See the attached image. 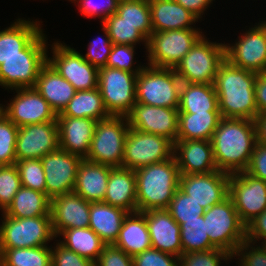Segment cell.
<instances>
[{
    "instance_id": "cell-18",
    "label": "cell",
    "mask_w": 266,
    "mask_h": 266,
    "mask_svg": "<svg viewBox=\"0 0 266 266\" xmlns=\"http://www.w3.org/2000/svg\"><path fill=\"white\" fill-rule=\"evenodd\" d=\"M60 148L57 121L19 127L16 139V160L41 159Z\"/></svg>"
},
{
    "instance_id": "cell-2",
    "label": "cell",
    "mask_w": 266,
    "mask_h": 266,
    "mask_svg": "<svg viewBox=\"0 0 266 266\" xmlns=\"http://www.w3.org/2000/svg\"><path fill=\"white\" fill-rule=\"evenodd\" d=\"M257 73L235 67L226 59L216 74L214 86L222 118L251 119L258 115L254 85Z\"/></svg>"
},
{
    "instance_id": "cell-5",
    "label": "cell",
    "mask_w": 266,
    "mask_h": 266,
    "mask_svg": "<svg viewBox=\"0 0 266 266\" xmlns=\"http://www.w3.org/2000/svg\"><path fill=\"white\" fill-rule=\"evenodd\" d=\"M225 60V41L214 42L203 35L174 68L185 83L214 84L220 65Z\"/></svg>"
},
{
    "instance_id": "cell-22",
    "label": "cell",
    "mask_w": 266,
    "mask_h": 266,
    "mask_svg": "<svg viewBox=\"0 0 266 266\" xmlns=\"http://www.w3.org/2000/svg\"><path fill=\"white\" fill-rule=\"evenodd\" d=\"M143 213L152 248L180 257L182 255L180 225L171 217L169 211L151 209Z\"/></svg>"
},
{
    "instance_id": "cell-8",
    "label": "cell",
    "mask_w": 266,
    "mask_h": 266,
    "mask_svg": "<svg viewBox=\"0 0 266 266\" xmlns=\"http://www.w3.org/2000/svg\"><path fill=\"white\" fill-rule=\"evenodd\" d=\"M203 35L200 28L152 32L144 51L146 64L156 68H175Z\"/></svg>"
},
{
    "instance_id": "cell-53",
    "label": "cell",
    "mask_w": 266,
    "mask_h": 266,
    "mask_svg": "<svg viewBox=\"0 0 266 266\" xmlns=\"http://www.w3.org/2000/svg\"><path fill=\"white\" fill-rule=\"evenodd\" d=\"M247 173L254 177L262 179L266 182V146L259 143L255 144L251 159L247 169Z\"/></svg>"
},
{
    "instance_id": "cell-36",
    "label": "cell",
    "mask_w": 266,
    "mask_h": 266,
    "mask_svg": "<svg viewBox=\"0 0 266 266\" xmlns=\"http://www.w3.org/2000/svg\"><path fill=\"white\" fill-rule=\"evenodd\" d=\"M4 213L14 218L50 216V199L45 193L22 186Z\"/></svg>"
},
{
    "instance_id": "cell-17",
    "label": "cell",
    "mask_w": 266,
    "mask_h": 266,
    "mask_svg": "<svg viewBox=\"0 0 266 266\" xmlns=\"http://www.w3.org/2000/svg\"><path fill=\"white\" fill-rule=\"evenodd\" d=\"M239 35L235 42L225 43V59L235 67L266 72V40L262 30L252 24Z\"/></svg>"
},
{
    "instance_id": "cell-11",
    "label": "cell",
    "mask_w": 266,
    "mask_h": 266,
    "mask_svg": "<svg viewBox=\"0 0 266 266\" xmlns=\"http://www.w3.org/2000/svg\"><path fill=\"white\" fill-rule=\"evenodd\" d=\"M139 73L102 67L98 71V89L110 116H127L136 104V79Z\"/></svg>"
},
{
    "instance_id": "cell-47",
    "label": "cell",
    "mask_w": 266,
    "mask_h": 266,
    "mask_svg": "<svg viewBox=\"0 0 266 266\" xmlns=\"http://www.w3.org/2000/svg\"><path fill=\"white\" fill-rule=\"evenodd\" d=\"M103 31L102 36L93 38L89 41L86 54L81 53L83 58L96 68L105 67L111 52L113 43L108 35L107 29L101 24L100 27ZM105 37V38H104Z\"/></svg>"
},
{
    "instance_id": "cell-52",
    "label": "cell",
    "mask_w": 266,
    "mask_h": 266,
    "mask_svg": "<svg viewBox=\"0 0 266 266\" xmlns=\"http://www.w3.org/2000/svg\"><path fill=\"white\" fill-rule=\"evenodd\" d=\"M95 266H134L131 256L113 244L105 245Z\"/></svg>"
},
{
    "instance_id": "cell-30",
    "label": "cell",
    "mask_w": 266,
    "mask_h": 266,
    "mask_svg": "<svg viewBox=\"0 0 266 266\" xmlns=\"http://www.w3.org/2000/svg\"><path fill=\"white\" fill-rule=\"evenodd\" d=\"M129 212L104 202H90L89 227L106 244H114Z\"/></svg>"
},
{
    "instance_id": "cell-19",
    "label": "cell",
    "mask_w": 266,
    "mask_h": 266,
    "mask_svg": "<svg viewBox=\"0 0 266 266\" xmlns=\"http://www.w3.org/2000/svg\"><path fill=\"white\" fill-rule=\"evenodd\" d=\"M230 174L215 171L206 174H180L179 188L205 210L228 197Z\"/></svg>"
},
{
    "instance_id": "cell-20",
    "label": "cell",
    "mask_w": 266,
    "mask_h": 266,
    "mask_svg": "<svg viewBox=\"0 0 266 266\" xmlns=\"http://www.w3.org/2000/svg\"><path fill=\"white\" fill-rule=\"evenodd\" d=\"M178 108L158 107L137 103L126 116L129 127L168 138L173 143L178 136Z\"/></svg>"
},
{
    "instance_id": "cell-4",
    "label": "cell",
    "mask_w": 266,
    "mask_h": 266,
    "mask_svg": "<svg viewBox=\"0 0 266 266\" xmlns=\"http://www.w3.org/2000/svg\"><path fill=\"white\" fill-rule=\"evenodd\" d=\"M42 30L22 51L0 65V86L5 90L35 87L41 68L47 63L48 38Z\"/></svg>"
},
{
    "instance_id": "cell-29",
    "label": "cell",
    "mask_w": 266,
    "mask_h": 266,
    "mask_svg": "<svg viewBox=\"0 0 266 266\" xmlns=\"http://www.w3.org/2000/svg\"><path fill=\"white\" fill-rule=\"evenodd\" d=\"M56 114H60L76 90L48 62L41 68L34 87Z\"/></svg>"
},
{
    "instance_id": "cell-10",
    "label": "cell",
    "mask_w": 266,
    "mask_h": 266,
    "mask_svg": "<svg viewBox=\"0 0 266 266\" xmlns=\"http://www.w3.org/2000/svg\"><path fill=\"white\" fill-rule=\"evenodd\" d=\"M203 217L210 242L216 248L233 255L238 246L246 240V225L241 221L229 196L205 210Z\"/></svg>"
},
{
    "instance_id": "cell-15",
    "label": "cell",
    "mask_w": 266,
    "mask_h": 266,
    "mask_svg": "<svg viewBox=\"0 0 266 266\" xmlns=\"http://www.w3.org/2000/svg\"><path fill=\"white\" fill-rule=\"evenodd\" d=\"M9 91L14 97L3 104V112L17 127L56 121L57 114L34 87Z\"/></svg>"
},
{
    "instance_id": "cell-39",
    "label": "cell",
    "mask_w": 266,
    "mask_h": 266,
    "mask_svg": "<svg viewBox=\"0 0 266 266\" xmlns=\"http://www.w3.org/2000/svg\"><path fill=\"white\" fill-rule=\"evenodd\" d=\"M148 40L153 32L149 0H120L116 12Z\"/></svg>"
},
{
    "instance_id": "cell-38",
    "label": "cell",
    "mask_w": 266,
    "mask_h": 266,
    "mask_svg": "<svg viewBox=\"0 0 266 266\" xmlns=\"http://www.w3.org/2000/svg\"><path fill=\"white\" fill-rule=\"evenodd\" d=\"M179 225L182 254L216 248L210 242V238L206 232V221H204L203 215L197 219L181 220Z\"/></svg>"
},
{
    "instance_id": "cell-31",
    "label": "cell",
    "mask_w": 266,
    "mask_h": 266,
    "mask_svg": "<svg viewBox=\"0 0 266 266\" xmlns=\"http://www.w3.org/2000/svg\"><path fill=\"white\" fill-rule=\"evenodd\" d=\"M113 245L122 249L131 257L152 248L143 212L137 211L127 214L119 231L118 238Z\"/></svg>"
},
{
    "instance_id": "cell-21",
    "label": "cell",
    "mask_w": 266,
    "mask_h": 266,
    "mask_svg": "<svg viewBox=\"0 0 266 266\" xmlns=\"http://www.w3.org/2000/svg\"><path fill=\"white\" fill-rule=\"evenodd\" d=\"M90 202L75 192L50 200V216L55 236L61 231L89 227Z\"/></svg>"
},
{
    "instance_id": "cell-57",
    "label": "cell",
    "mask_w": 266,
    "mask_h": 266,
    "mask_svg": "<svg viewBox=\"0 0 266 266\" xmlns=\"http://www.w3.org/2000/svg\"><path fill=\"white\" fill-rule=\"evenodd\" d=\"M253 121L256 129V143L266 146V113L258 114Z\"/></svg>"
},
{
    "instance_id": "cell-34",
    "label": "cell",
    "mask_w": 266,
    "mask_h": 266,
    "mask_svg": "<svg viewBox=\"0 0 266 266\" xmlns=\"http://www.w3.org/2000/svg\"><path fill=\"white\" fill-rule=\"evenodd\" d=\"M56 240L67 249L93 262L98 260L106 245L90 227L63 230L56 236Z\"/></svg>"
},
{
    "instance_id": "cell-1",
    "label": "cell",
    "mask_w": 266,
    "mask_h": 266,
    "mask_svg": "<svg viewBox=\"0 0 266 266\" xmlns=\"http://www.w3.org/2000/svg\"><path fill=\"white\" fill-rule=\"evenodd\" d=\"M210 141L219 171L228 174L245 171L256 144L254 121L221 118Z\"/></svg>"
},
{
    "instance_id": "cell-41",
    "label": "cell",
    "mask_w": 266,
    "mask_h": 266,
    "mask_svg": "<svg viewBox=\"0 0 266 266\" xmlns=\"http://www.w3.org/2000/svg\"><path fill=\"white\" fill-rule=\"evenodd\" d=\"M167 210L178 224L181 220L197 219L205 213V209L180 188L175 192Z\"/></svg>"
},
{
    "instance_id": "cell-55",
    "label": "cell",
    "mask_w": 266,
    "mask_h": 266,
    "mask_svg": "<svg viewBox=\"0 0 266 266\" xmlns=\"http://www.w3.org/2000/svg\"><path fill=\"white\" fill-rule=\"evenodd\" d=\"M177 3L181 4L185 9L190 11L199 21L204 17L205 11H207L213 1L215 0H175ZM204 15V16H203Z\"/></svg>"
},
{
    "instance_id": "cell-14",
    "label": "cell",
    "mask_w": 266,
    "mask_h": 266,
    "mask_svg": "<svg viewBox=\"0 0 266 266\" xmlns=\"http://www.w3.org/2000/svg\"><path fill=\"white\" fill-rule=\"evenodd\" d=\"M228 196L241 221L247 226L266 209V182L246 171L232 173Z\"/></svg>"
},
{
    "instance_id": "cell-23",
    "label": "cell",
    "mask_w": 266,
    "mask_h": 266,
    "mask_svg": "<svg viewBox=\"0 0 266 266\" xmlns=\"http://www.w3.org/2000/svg\"><path fill=\"white\" fill-rule=\"evenodd\" d=\"M173 156L180 174H206L218 170L208 140H177Z\"/></svg>"
},
{
    "instance_id": "cell-24",
    "label": "cell",
    "mask_w": 266,
    "mask_h": 266,
    "mask_svg": "<svg viewBox=\"0 0 266 266\" xmlns=\"http://www.w3.org/2000/svg\"><path fill=\"white\" fill-rule=\"evenodd\" d=\"M60 149L83 159L88 155L96 120L71 116H57Z\"/></svg>"
},
{
    "instance_id": "cell-50",
    "label": "cell",
    "mask_w": 266,
    "mask_h": 266,
    "mask_svg": "<svg viewBox=\"0 0 266 266\" xmlns=\"http://www.w3.org/2000/svg\"><path fill=\"white\" fill-rule=\"evenodd\" d=\"M56 242V243H55ZM51 245V265L52 266H95V262L67 249L55 240Z\"/></svg>"
},
{
    "instance_id": "cell-44",
    "label": "cell",
    "mask_w": 266,
    "mask_h": 266,
    "mask_svg": "<svg viewBox=\"0 0 266 266\" xmlns=\"http://www.w3.org/2000/svg\"><path fill=\"white\" fill-rule=\"evenodd\" d=\"M23 187L45 193V173L40 159L16 161Z\"/></svg>"
},
{
    "instance_id": "cell-12",
    "label": "cell",
    "mask_w": 266,
    "mask_h": 266,
    "mask_svg": "<svg viewBox=\"0 0 266 266\" xmlns=\"http://www.w3.org/2000/svg\"><path fill=\"white\" fill-rule=\"evenodd\" d=\"M62 41L49 44L47 62L64 78L76 91L92 90L98 87L99 69L86 61L76 48Z\"/></svg>"
},
{
    "instance_id": "cell-54",
    "label": "cell",
    "mask_w": 266,
    "mask_h": 266,
    "mask_svg": "<svg viewBox=\"0 0 266 266\" xmlns=\"http://www.w3.org/2000/svg\"><path fill=\"white\" fill-rule=\"evenodd\" d=\"M265 238L266 209L246 226V240L257 244Z\"/></svg>"
},
{
    "instance_id": "cell-16",
    "label": "cell",
    "mask_w": 266,
    "mask_h": 266,
    "mask_svg": "<svg viewBox=\"0 0 266 266\" xmlns=\"http://www.w3.org/2000/svg\"><path fill=\"white\" fill-rule=\"evenodd\" d=\"M82 159L60 148L40 159L45 173V194L50 200L74 192L77 171Z\"/></svg>"
},
{
    "instance_id": "cell-27",
    "label": "cell",
    "mask_w": 266,
    "mask_h": 266,
    "mask_svg": "<svg viewBox=\"0 0 266 266\" xmlns=\"http://www.w3.org/2000/svg\"><path fill=\"white\" fill-rule=\"evenodd\" d=\"M112 168L82 159L77 171L74 192L88 202H103Z\"/></svg>"
},
{
    "instance_id": "cell-60",
    "label": "cell",
    "mask_w": 266,
    "mask_h": 266,
    "mask_svg": "<svg viewBox=\"0 0 266 266\" xmlns=\"http://www.w3.org/2000/svg\"><path fill=\"white\" fill-rule=\"evenodd\" d=\"M2 114H4V112H3V103H0V116H2Z\"/></svg>"
},
{
    "instance_id": "cell-13",
    "label": "cell",
    "mask_w": 266,
    "mask_h": 266,
    "mask_svg": "<svg viewBox=\"0 0 266 266\" xmlns=\"http://www.w3.org/2000/svg\"><path fill=\"white\" fill-rule=\"evenodd\" d=\"M174 143L166 137L129 128L122 167L132 170L173 157Z\"/></svg>"
},
{
    "instance_id": "cell-3",
    "label": "cell",
    "mask_w": 266,
    "mask_h": 266,
    "mask_svg": "<svg viewBox=\"0 0 266 266\" xmlns=\"http://www.w3.org/2000/svg\"><path fill=\"white\" fill-rule=\"evenodd\" d=\"M137 211L167 209L179 189L180 172L171 159L135 170Z\"/></svg>"
},
{
    "instance_id": "cell-51",
    "label": "cell",
    "mask_w": 266,
    "mask_h": 266,
    "mask_svg": "<svg viewBox=\"0 0 266 266\" xmlns=\"http://www.w3.org/2000/svg\"><path fill=\"white\" fill-rule=\"evenodd\" d=\"M134 266H179V257L150 248L132 257Z\"/></svg>"
},
{
    "instance_id": "cell-48",
    "label": "cell",
    "mask_w": 266,
    "mask_h": 266,
    "mask_svg": "<svg viewBox=\"0 0 266 266\" xmlns=\"http://www.w3.org/2000/svg\"><path fill=\"white\" fill-rule=\"evenodd\" d=\"M78 6L81 15L86 18L98 19L102 24L107 17L115 14L118 9L120 0H68Z\"/></svg>"
},
{
    "instance_id": "cell-56",
    "label": "cell",
    "mask_w": 266,
    "mask_h": 266,
    "mask_svg": "<svg viewBox=\"0 0 266 266\" xmlns=\"http://www.w3.org/2000/svg\"><path fill=\"white\" fill-rule=\"evenodd\" d=\"M254 92L258 114L266 113V72L257 73Z\"/></svg>"
},
{
    "instance_id": "cell-33",
    "label": "cell",
    "mask_w": 266,
    "mask_h": 266,
    "mask_svg": "<svg viewBox=\"0 0 266 266\" xmlns=\"http://www.w3.org/2000/svg\"><path fill=\"white\" fill-rule=\"evenodd\" d=\"M221 118L220 111L179 113L177 140L210 141Z\"/></svg>"
},
{
    "instance_id": "cell-32",
    "label": "cell",
    "mask_w": 266,
    "mask_h": 266,
    "mask_svg": "<svg viewBox=\"0 0 266 266\" xmlns=\"http://www.w3.org/2000/svg\"><path fill=\"white\" fill-rule=\"evenodd\" d=\"M179 113L219 111L214 84L182 82L179 97Z\"/></svg>"
},
{
    "instance_id": "cell-59",
    "label": "cell",
    "mask_w": 266,
    "mask_h": 266,
    "mask_svg": "<svg viewBox=\"0 0 266 266\" xmlns=\"http://www.w3.org/2000/svg\"><path fill=\"white\" fill-rule=\"evenodd\" d=\"M258 244L266 251V238L262 239Z\"/></svg>"
},
{
    "instance_id": "cell-42",
    "label": "cell",
    "mask_w": 266,
    "mask_h": 266,
    "mask_svg": "<svg viewBox=\"0 0 266 266\" xmlns=\"http://www.w3.org/2000/svg\"><path fill=\"white\" fill-rule=\"evenodd\" d=\"M232 259L233 256L229 252L220 248H213L182 254L179 257V266H222V263L227 265L232 262Z\"/></svg>"
},
{
    "instance_id": "cell-28",
    "label": "cell",
    "mask_w": 266,
    "mask_h": 266,
    "mask_svg": "<svg viewBox=\"0 0 266 266\" xmlns=\"http://www.w3.org/2000/svg\"><path fill=\"white\" fill-rule=\"evenodd\" d=\"M104 203L122 208L129 213L137 212L135 171L123 167L110 170Z\"/></svg>"
},
{
    "instance_id": "cell-25",
    "label": "cell",
    "mask_w": 266,
    "mask_h": 266,
    "mask_svg": "<svg viewBox=\"0 0 266 266\" xmlns=\"http://www.w3.org/2000/svg\"><path fill=\"white\" fill-rule=\"evenodd\" d=\"M15 20L0 30V65L8 58L21 55V51L43 30L44 24L39 19L18 17Z\"/></svg>"
},
{
    "instance_id": "cell-6",
    "label": "cell",
    "mask_w": 266,
    "mask_h": 266,
    "mask_svg": "<svg viewBox=\"0 0 266 266\" xmlns=\"http://www.w3.org/2000/svg\"><path fill=\"white\" fill-rule=\"evenodd\" d=\"M181 84L174 68H156L145 64L136 79V102L178 108Z\"/></svg>"
},
{
    "instance_id": "cell-37",
    "label": "cell",
    "mask_w": 266,
    "mask_h": 266,
    "mask_svg": "<svg viewBox=\"0 0 266 266\" xmlns=\"http://www.w3.org/2000/svg\"><path fill=\"white\" fill-rule=\"evenodd\" d=\"M2 266H52L51 246L0 249Z\"/></svg>"
},
{
    "instance_id": "cell-35",
    "label": "cell",
    "mask_w": 266,
    "mask_h": 266,
    "mask_svg": "<svg viewBox=\"0 0 266 266\" xmlns=\"http://www.w3.org/2000/svg\"><path fill=\"white\" fill-rule=\"evenodd\" d=\"M57 116L90 118L96 121L110 117L103 104L98 87L92 90L76 91L74 97Z\"/></svg>"
},
{
    "instance_id": "cell-40",
    "label": "cell",
    "mask_w": 266,
    "mask_h": 266,
    "mask_svg": "<svg viewBox=\"0 0 266 266\" xmlns=\"http://www.w3.org/2000/svg\"><path fill=\"white\" fill-rule=\"evenodd\" d=\"M107 29L108 35L113 44L144 45L147 50L148 40L135 28L134 25L123 21L117 13L110 15L102 23Z\"/></svg>"
},
{
    "instance_id": "cell-58",
    "label": "cell",
    "mask_w": 266,
    "mask_h": 266,
    "mask_svg": "<svg viewBox=\"0 0 266 266\" xmlns=\"http://www.w3.org/2000/svg\"><path fill=\"white\" fill-rule=\"evenodd\" d=\"M255 24L262 30L266 40V20H259V22H256Z\"/></svg>"
},
{
    "instance_id": "cell-49",
    "label": "cell",
    "mask_w": 266,
    "mask_h": 266,
    "mask_svg": "<svg viewBox=\"0 0 266 266\" xmlns=\"http://www.w3.org/2000/svg\"><path fill=\"white\" fill-rule=\"evenodd\" d=\"M232 256L240 266H266V251L248 240L243 241Z\"/></svg>"
},
{
    "instance_id": "cell-46",
    "label": "cell",
    "mask_w": 266,
    "mask_h": 266,
    "mask_svg": "<svg viewBox=\"0 0 266 266\" xmlns=\"http://www.w3.org/2000/svg\"><path fill=\"white\" fill-rule=\"evenodd\" d=\"M136 49V46L133 45L113 44L106 67L139 73L145 65L138 64V61L134 60V55L137 54Z\"/></svg>"
},
{
    "instance_id": "cell-43",
    "label": "cell",
    "mask_w": 266,
    "mask_h": 266,
    "mask_svg": "<svg viewBox=\"0 0 266 266\" xmlns=\"http://www.w3.org/2000/svg\"><path fill=\"white\" fill-rule=\"evenodd\" d=\"M17 127L5 114L0 116V163L13 165L16 163Z\"/></svg>"
},
{
    "instance_id": "cell-26",
    "label": "cell",
    "mask_w": 266,
    "mask_h": 266,
    "mask_svg": "<svg viewBox=\"0 0 266 266\" xmlns=\"http://www.w3.org/2000/svg\"><path fill=\"white\" fill-rule=\"evenodd\" d=\"M153 32L192 29L200 22L175 0H149Z\"/></svg>"
},
{
    "instance_id": "cell-45",
    "label": "cell",
    "mask_w": 266,
    "mask_h": 266,
    "mask_svg": "<svg viewBox=\"0 0 266 266\" xmlns=\"http://www.w3.org/2000/svg\"><path fill=\"white\" fill-rule=\"evenodd\" d=\"M22 187L20 175L15 164L0 168V211L4 212L12 203L14 196Z\"/></svg>"
},
{
    "instance_id": "cell-9",
    "label": "cell",
    "mask_w": 266,
    "mask_h": 266,
    "mask_svg": "<svg viewBox=\"0 0 266 266\" xmlns=\"http://www.w3.org/2000/svg\"><path fill=\"white\" fill-rule=\"evenodd\" d=\"M129 128L126 116H110L97 121L88 155L84 159L111 167H122L124 143Z\"/></svg>"
},
{
    "instance_id": "cell-7",
    "label": "cell",
    "mask_w": 266,
    "mask_h": 266,
    "mask_svg": "<svg viewBox=\"0 0 266 266\" xmlns=\"http://www.w3.org/2000/svg\"><path fill=\"white\" fill-rule=\"evenodd\" d=\"M1 213L0 249L47 246L56 239L51 216L14 218Z\"/></svg>"
}]
</instances>
